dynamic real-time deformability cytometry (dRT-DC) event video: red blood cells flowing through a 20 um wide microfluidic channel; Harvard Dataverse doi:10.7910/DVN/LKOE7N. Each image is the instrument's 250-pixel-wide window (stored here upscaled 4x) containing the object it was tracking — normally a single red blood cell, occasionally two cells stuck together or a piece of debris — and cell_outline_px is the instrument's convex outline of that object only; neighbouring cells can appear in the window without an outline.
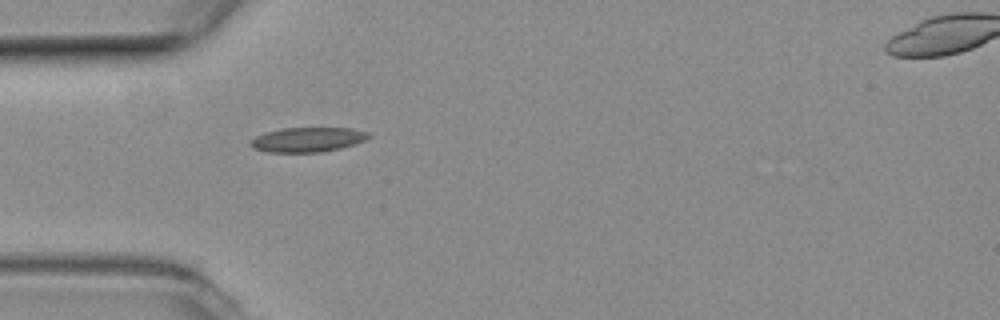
{"species": "common noctule bat (a hibernating species)", "species_latin": "Nyctalus noctula", "temperature_condition": "room temperature", "stored_images_in_passage": 7, "camera_frame_rate_fps": 3000, "um_per_image_px": 0.085, "animal": {"sex": "female", "body_mass_g": 19.3, "forearm_length_mm": 54.1}, "frame": {"image": 1, "passage_image": 6, "time_ms": 1.667, "image_size_px": [1000, 320], "cell_outline_px": [[372, 136], [364, 140], [340, 148], [320, 152], [268, 152], [252, 148], [248, 144], [256, 136], [264, 132], [284, 128], [352, 128], [368, 132]], "centroid_in_image_um": [26.12, 11.86], "position_along_channel_um": 58.9, "area_um2": 16.88}}